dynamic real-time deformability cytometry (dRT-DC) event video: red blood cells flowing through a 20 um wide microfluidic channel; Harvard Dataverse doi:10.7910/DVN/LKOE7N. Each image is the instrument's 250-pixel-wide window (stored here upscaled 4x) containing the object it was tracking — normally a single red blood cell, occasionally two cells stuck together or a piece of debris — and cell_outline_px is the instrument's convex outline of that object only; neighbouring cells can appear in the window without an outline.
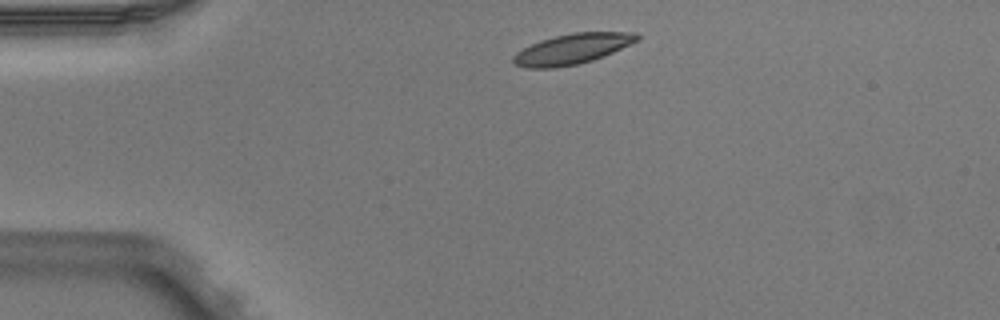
{"species": "Egyptian fruit bat (a non-hibernating species)", "species_latin": "Rousettus aegyptiacus", "temperature_condition": "warm", "stored_images_in_passage": 2, "camera_frame_rate_fps": 3000, "um_per_image_px": 0.085, "animal": {"sex": "male"}, "frame": {"image": 1, "passage_image": 1, "time_ms": 0.0, "image_size_px": [1000, 320], "cell_outline_px": [[640, 40], [604, 56], [580, 64], [552, 68], [528, 68], [516, 64], [512, 60], [512, 56], [516, 52], [540, 40], [572, 32], [636, 32], [640, 36]], "centroid_in_image_um": [48.67, 4.15], "position_along_channel_um": 36.3, "area_um2": 21.91}}